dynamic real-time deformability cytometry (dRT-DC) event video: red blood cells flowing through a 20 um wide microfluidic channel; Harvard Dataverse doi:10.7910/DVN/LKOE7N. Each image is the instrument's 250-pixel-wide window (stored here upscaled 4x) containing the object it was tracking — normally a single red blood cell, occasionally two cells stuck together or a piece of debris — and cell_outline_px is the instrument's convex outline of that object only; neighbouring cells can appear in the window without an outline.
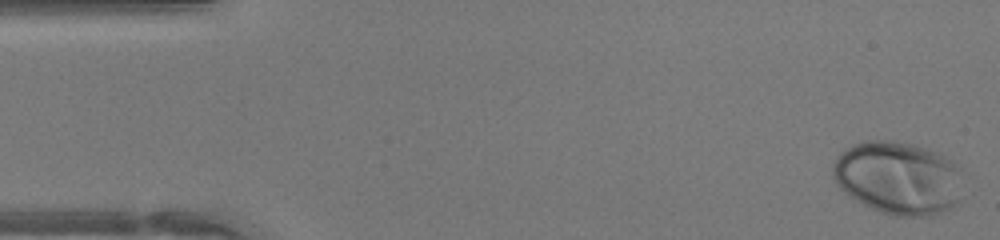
{"species": "human", "species_latin": "Homo sapiens", "temperature_condition": "warm", "stored_images_in_passage": 46, "camera_frame_rate_fps": 3000, "um_per_image_px": 0.085, "donor": {"sex": "female"}, "frame": {"image": 1, "passage_image": 1, "time_ms": 0.0, "image_size_px": [1000, 240], "cell_outline_px": [[960, 200], [952, 208], [932, 216], [892, 216], [880, 212], [864, 204], [844, 192], [836, 184], [832, 176], [832, 168], [836, 156], [844, 148], [852, 144], [868, 140], [892, 140], [912, 144], [936, 152], [952, 160], [960, 168]], "centroid_in_image_um": [76.33, 15.12], "position_along_channel_um": 8.7, "area_um2": 55.83}}
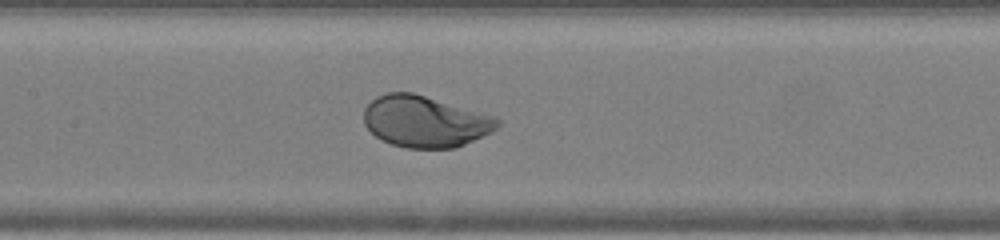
{"frame": {"image": 2, "passage_image": 21, "time_ms": 6.667, "image_size_px": [1000, 240], "cell_outline_px": [[500, 124], [492, 132], [456, 148], [408, 148], [392, 144], [380, 140], [364, 124], [364, 108], [376, 96], [388, 92], [412, 92], [496, 116], [500, 120]], "centroid_in_image_um": [36.13, 10.32], "position_along_channel_um": 171.3, "area_um2": 40.11}}
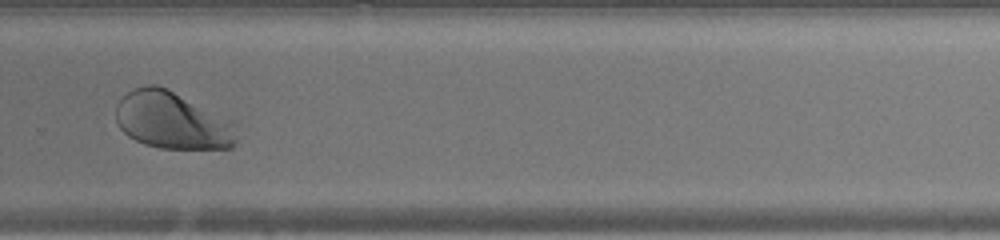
{"frame": {"image": 3, "passage_image": 31, "time_ms": 10.0, "image_size_px": [1000, 240], "cell_outline_px": [[236, 140], [232, 148], [160, 148], [144, 144], [128, 136], [120, 128], [116, 120], [116, 104], [128, 92], [144, 84], [156, 84], [232, 120], [236, 124]], "centroid_in_image_um": [14.63, 10.25], "position_along_channel_um": 315.2, "area_um2": 39.94}, "authors_computed_cell_mechanics": {"area_um2": 43.4078, "velocity_mm_per_s": 4.324, "shape_relaxation_time_tau1_ms": 2.3528, "shape_relaxation_time_tau2_ms": null, "deformation_change_tau1": 0.1521, "deformation_change_tau2": null}}